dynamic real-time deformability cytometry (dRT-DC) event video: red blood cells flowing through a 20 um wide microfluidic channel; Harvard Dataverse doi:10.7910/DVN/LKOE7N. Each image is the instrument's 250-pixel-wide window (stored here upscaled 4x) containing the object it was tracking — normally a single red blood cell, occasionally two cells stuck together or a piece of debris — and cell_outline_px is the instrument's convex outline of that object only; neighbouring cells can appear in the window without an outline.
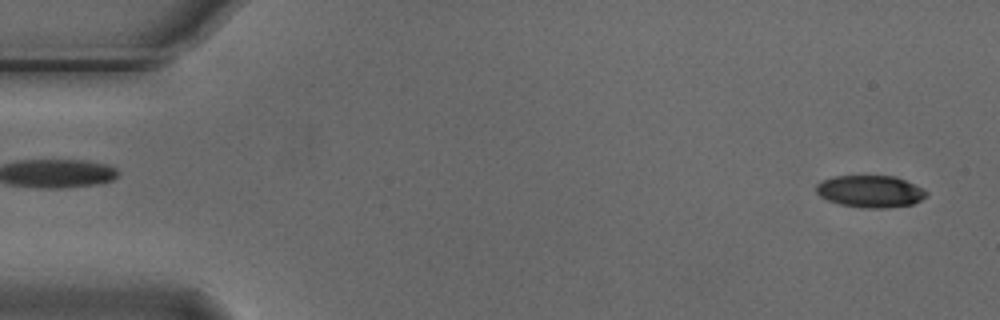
{"species": "Egyptian fruit bat (a non-hibernating species)", "species_latin": "Rousettus aegyptiacus", "temperature_condition": "cold", "stored_images_in_passage": 5, "segment_of_instrument_passage": [2, 2], "camera_frame_rate_fps": 3000, "um_per_image_px": 0.085, "animal": {"sex": "male"}, "frame": {"image": 1, "passage_image": 5, "time_ms": 1.333, "image_size_px": [1000, 320], "cell_outline_px": [[928, 196], [912, 204], [888, 208], [860, 208], [840, 204], [828, 200], [820, 196], [816, 192], [816, 184], [824, 180], [836, 176], [896, 176], [928, 192]], "centroid_in_image_um": [73.96, 16.28], "position_along_channel_um": 11.0, "area_um2": 20.46}}